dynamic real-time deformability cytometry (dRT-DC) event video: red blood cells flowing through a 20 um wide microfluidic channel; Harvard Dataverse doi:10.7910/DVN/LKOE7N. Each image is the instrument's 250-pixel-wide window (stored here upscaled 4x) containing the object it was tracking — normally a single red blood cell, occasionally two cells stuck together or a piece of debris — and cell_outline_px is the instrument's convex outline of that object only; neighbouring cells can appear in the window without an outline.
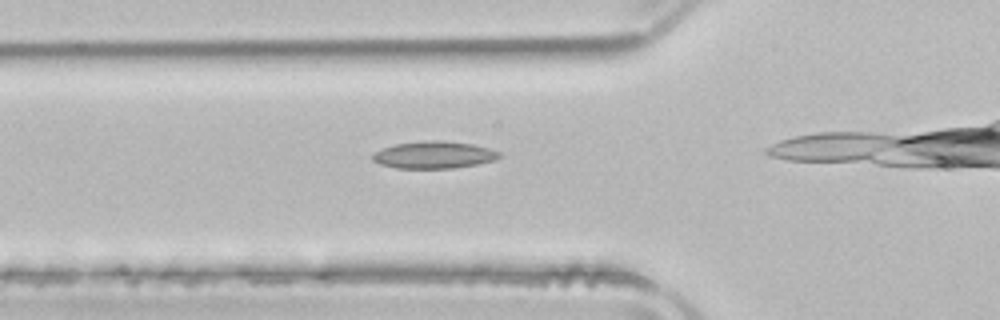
{"species": "common noctule bat (a hibernating species)", "species_latin": "Nyctalus noctula", "temperature_condition": "room temperature", "stored_images_in_passage": 14, "camera_frame_rate_fps": 3000, "um_per_image_px": 0.085, "animal": {"sex": "male", "body_mass_g": 21.5, "forearm_length_mm": 52.0}, "frame": {"image": 1, "passage_image": 10, "time_ms": 3.0, "image_size_px": [1000, 320], "cell_outline_px": [[500, 156], [496, 160], [476, 164], [452, 168], [396, 168], [380, 164], [372, 160], [372, 152], [396, 144], [424, 140], [440, 140], [472, 144], [488, 148], [500, 152]], "centroid_in_image_um": [36.86, 13.16], "position_along_channel_um": 88.9, "area_um2": 20.0}}